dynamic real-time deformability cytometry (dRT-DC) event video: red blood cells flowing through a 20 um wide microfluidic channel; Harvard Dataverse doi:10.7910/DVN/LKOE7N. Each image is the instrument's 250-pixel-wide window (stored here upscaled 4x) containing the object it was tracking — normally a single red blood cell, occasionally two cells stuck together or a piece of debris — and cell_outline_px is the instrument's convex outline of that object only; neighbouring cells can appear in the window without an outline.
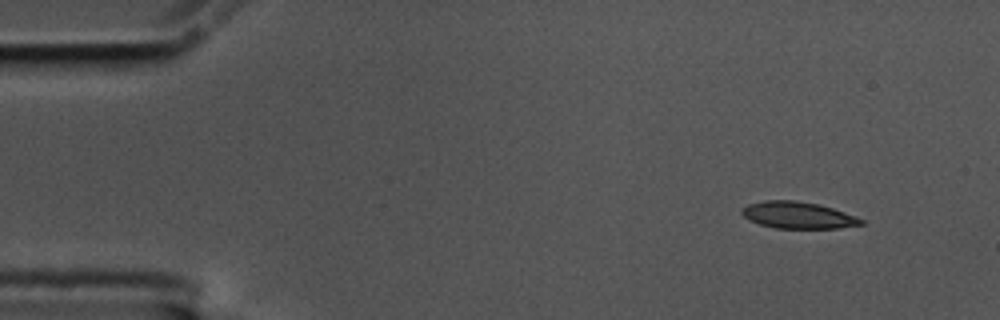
{"species": "common noctule bat (a hibernating species)", "species_latin": "Nyctalus noctula", "temperature_condition": "cold", "stored_images_in_passage": 54, "camera_frame_rate_fps": 3000, "um_per_image_px": 0.085, "animal": {"sex": "male", "body_mass_g": 17.5, "forearm_length_mm": 52.3}, "frame": {"image": 1, "passage_image": 1, "time_ms": 0.0, "image_size_px": [1000, 320], "cell_outline_px": [[864, 224], [840, 228], [776, 228], [760, 224], [748, 220], [740, 212], [740, 208], [748, 204], [764, 200], [796, 200], [820, 204], [856, 216], [864, 220]], "centroid_in_image_um": [67.81, 18.28], "position_along_channel_um": 17.2, "area_um2": 18.73}}
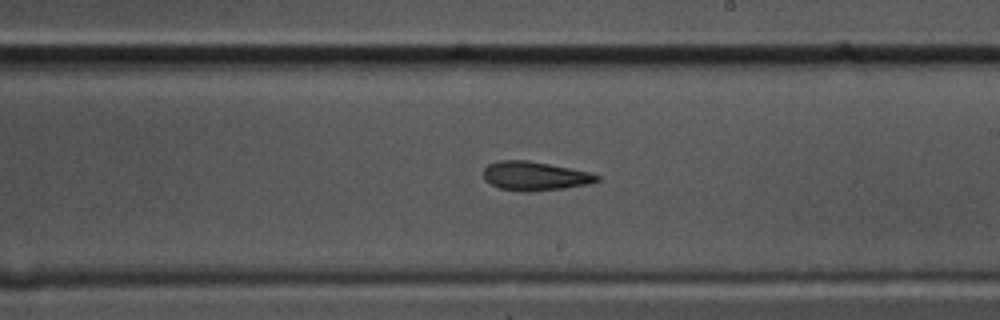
{"frame": {"image": 2, "passage_image": 29, "time_ms": 9.333, "image_size_px": [1000, 320], "cell_outline_px": [[600, 180], [588, 184], [564, 188], [528, 192], [524, 192], [500, 188], [484, 180], [484, 168], [488, 164], [500, 160], [528, 160], [588, 172], [600, 176]], "centroid_in_image_um": [45.44, 14.96], "position_along_channel_um": 243.6, "area_um2": 18.96}}
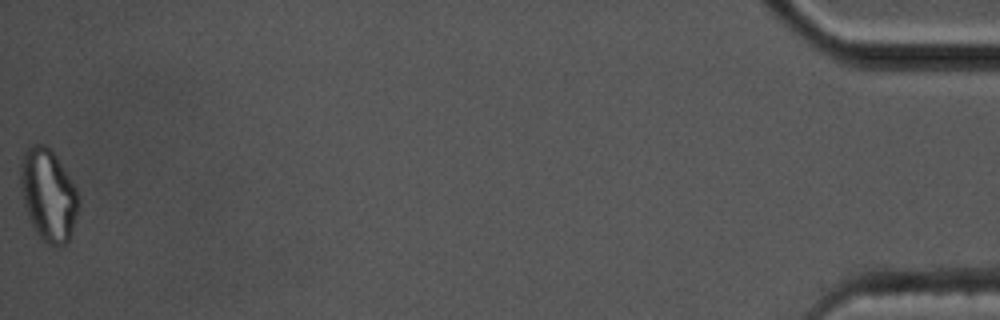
{"frame": {"image": 3, "passage_image": 54, "time_ms": 17.667, "image_size_px": [1000, 320], "cell_outline_px": [[80, 204], [68, 240], [60, 248], [56, 248], [48, 244], [36, 232], [28, 216], [24, 204], [20, 184], [20, 164], [24, 152], [28, 144], [44, 144], [56, 156], [76, 188], [80, 200]], "centroid_in_image_um": [4.09, 16.56], "position_along_channel_um": 431.1, "area_um2": 31.04}, "authors_computed_cell_mechanics": {"area_um2": 19.6231, "velocity_mm_per_s": 3.438, "shape_relaxation_time_tau1_ms": 8.6241, "shape_relaxation_time_tau2_ms": 9.3888, "deformation_change_tau1": 0.197, "deformation_change_tau2": 0.1927}}